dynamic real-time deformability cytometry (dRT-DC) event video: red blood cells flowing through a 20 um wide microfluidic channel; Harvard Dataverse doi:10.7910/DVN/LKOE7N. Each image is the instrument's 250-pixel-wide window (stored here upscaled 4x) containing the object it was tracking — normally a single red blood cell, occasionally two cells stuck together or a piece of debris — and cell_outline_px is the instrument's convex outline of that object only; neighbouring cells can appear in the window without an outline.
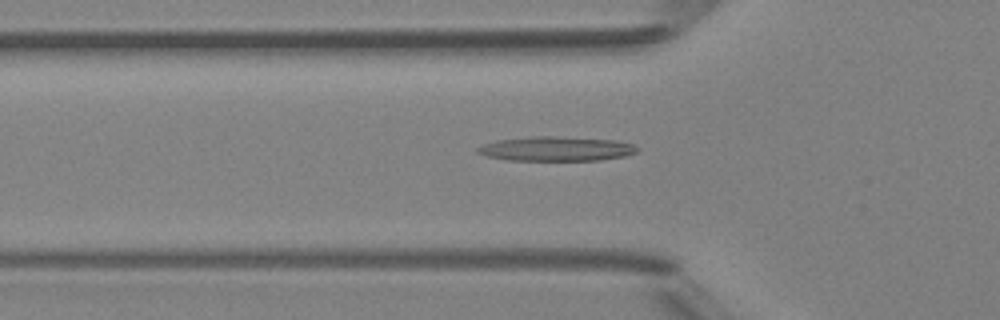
{"species": "Egyptian fruit bat (a non-hibernating species)", "species_latin": "Rousettus aegyptiacus", "temperature_condition": "room temperature", "stored_images_in_passage": 49, "camera_frame_rate_fps": 3000, "um_per_image_px": 0.085, "animal": {"sex": "female"}, "frame": {"image": 1, "passage_image": 17, "time_ms": 5.333, "image_size_px": [1000, 320], "cell_outline_px": [[640, 148], [636, 152], [624, 156], [600, 160], [508, 160], [488, 156], [476, 152], [476, 148], [484, 144], [500, 140], [532, 136], [556, 136], [616, 140], [632, 144]], "centroid_in_image_um": [47.3, 12.64], "position_along_channel_um": 78.5, "area_um2": 22.6}}
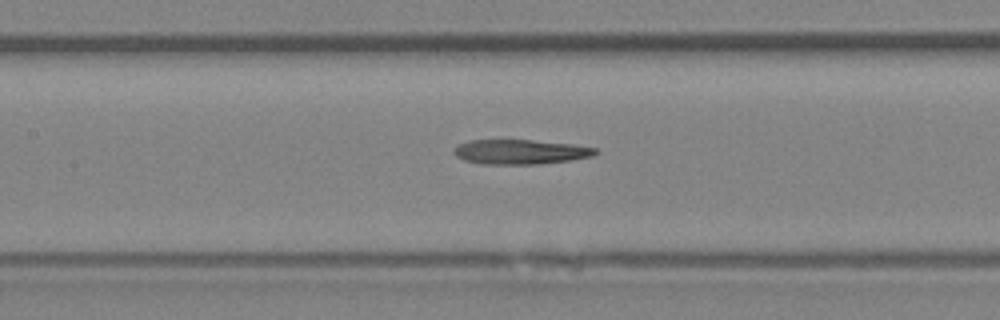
{"frame": {"image": 2, "passage_image": 23, "time_ms": 7.333, "image_size_px": [1000, 320], "cell_outline_px": [[600, 152], [592, 156], [572, 160], [540, 164], [480, 164], [464, 160], [456, 156], [452, 152], [460, 144], [468, 140], [532, 140], [572, 144], [596, 148]], "centroid_in_image_um": [44.25, 12.91], "position_along_channel_um": 163.2, "area_um2": 20.4}}
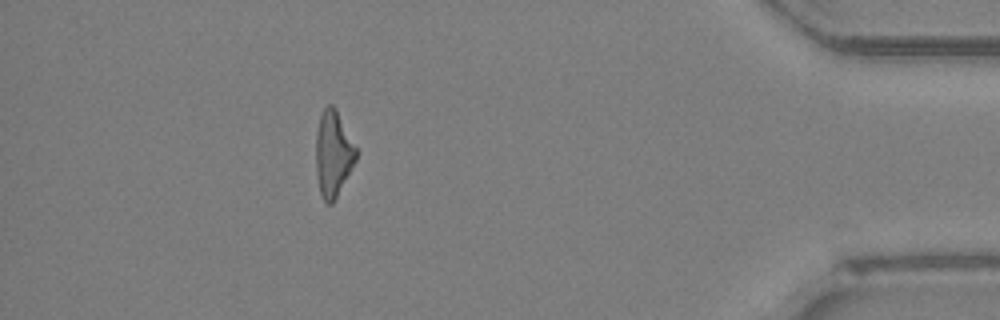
{"frame": {"image": 3, "passage_image": 44, "time_ms": 14.333, "image_size_px": [1000, 320], "cell_outline_px": [[356, 160], [332, 204], [328, 204], [324, 200], [320, 192], [316, 172], [316, 132], [320, 116], [324, 108], [328, 104], [332, 104], [336, 108], [356, 148]], "centroid_in_image_um": [28.3, 13.04], "position_along_channel_um": 406.9, "area_um2": 19.77}}